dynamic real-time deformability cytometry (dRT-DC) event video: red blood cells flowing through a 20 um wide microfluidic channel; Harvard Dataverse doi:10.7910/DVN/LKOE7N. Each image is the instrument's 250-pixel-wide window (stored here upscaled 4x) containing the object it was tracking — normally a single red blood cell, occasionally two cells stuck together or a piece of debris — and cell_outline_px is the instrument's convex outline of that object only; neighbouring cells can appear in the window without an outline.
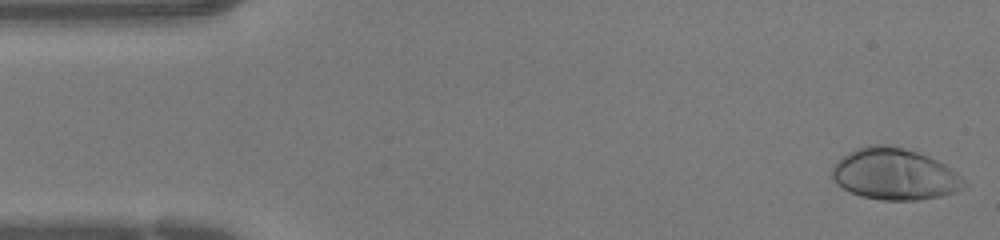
{"species": "human", "species_latin": "Homo sapiens", "temperature_condition": "warm", "stored_images_in_passage": 43, "camera_frame_rate_fps": 3000, "um_per_image_px": 0.085, "donor": {"sex": "female"}, "frame": {"image": 1, "passage_image": 1, "time_ms": 0.0, "image_size_px": [1000, 240], "cell_outline_px": [[968, 184], [964, 188], [956, 192], [940, 196], [916, 200], [884, 200], [860, 196], [836, 184], [832, 180], [832, 168], [836, 160], [840, 156], [856, 148], [868, 144], [888, 144], [916, 152], [928, 156], [944, 164], [956, 172]], "centroid_in_image_um": [76.01, 14.79], "position_along_channel_um": 9.0, "area_um2": 39.77}}
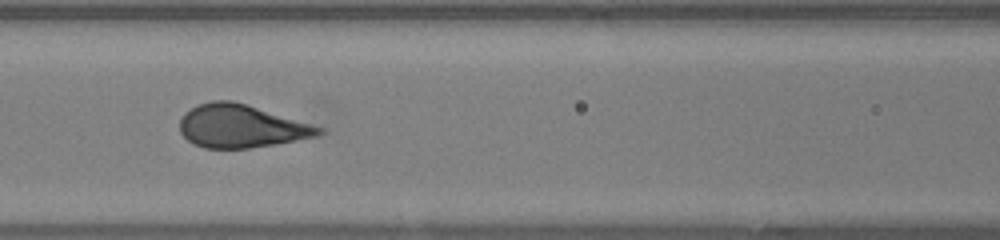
{"frame": {"image": 2, "passage_image": 18, "time_ms": 5.667, "image_size_px": [1000, 240], "cell_outline_px": [[324, 132], [316, 136], [276, 144], [248, 148], [204, 148], [188, 140], [180, 132], [180, 120], [184, 112], [196, 104], [212, 100], [232, 100], [324, 128]], "centroid_in_image_um": [20.45, 10.72], "position_along_channel_um": 146.1, "area_um2": 34.56}}
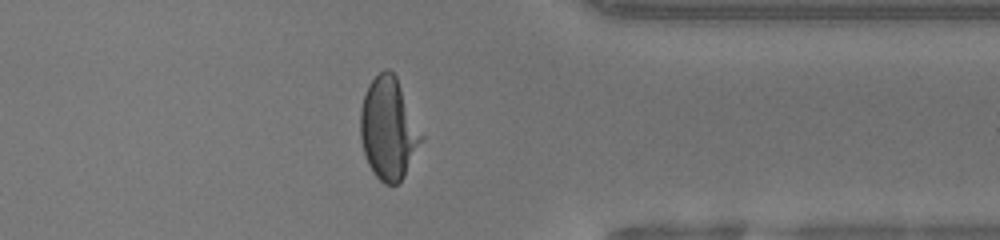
{"frame": {"image": 3, "passage_image": 34, "time_ms": 11.0, "image_size_px": [1000, 240], "cell_outline_px": [[424, 136], [404, 176], [396, 184], [384, 184], [372, 172], [368, 164], [364, 152], [360, 136], [360, 108], [368, 84], [384, 68], [388, 68], [396, 76]], "centroid_in_image_um": [33.01, 10.93], "position_along_channel_um": 378.4, "area_um2": 36.01}}